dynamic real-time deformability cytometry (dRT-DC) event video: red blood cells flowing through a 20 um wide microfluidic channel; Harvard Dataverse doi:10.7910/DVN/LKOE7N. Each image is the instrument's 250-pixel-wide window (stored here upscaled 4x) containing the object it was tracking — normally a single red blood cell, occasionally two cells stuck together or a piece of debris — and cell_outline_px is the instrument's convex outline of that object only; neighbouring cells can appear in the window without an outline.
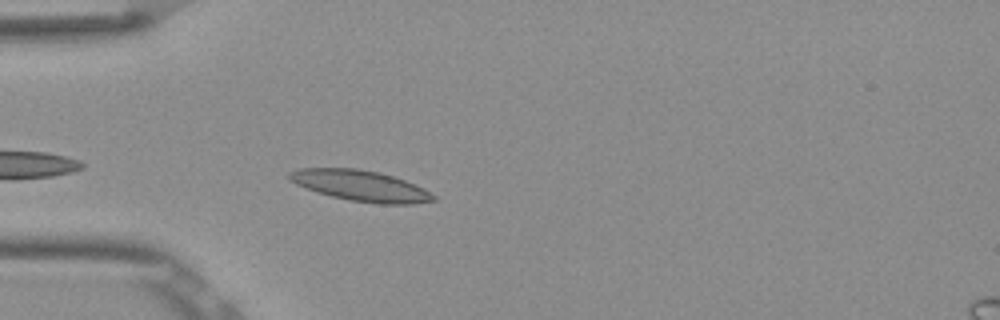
{"species": "Egyptian fruit bat (a non-hibernating species)", "species_latin": "Rousettus aegyptiacus", "temperature_condition": "room temperature", "stored_images_in_passage": 39, "camera_frame_rate_fps": 3000, "um_per_image_px": 0.085, "frame": {"image": 1, "passage_image": 3, "time_ms": 0.667, "image_size_px": [1000, 320], "cell_outline_px": [[436, 200], [412, 204], [380, 204], [348, 200], [332, 196], [296, 184], [288, 180], [288, 172], [300, 168], [356, 168], [380, 172], [404, 180], [424, 188], [436, 196]], "centroid_in_image_um": [30.66, 15.78], "position_along_channel_um": 54.3, "area_um2": 25.78}}
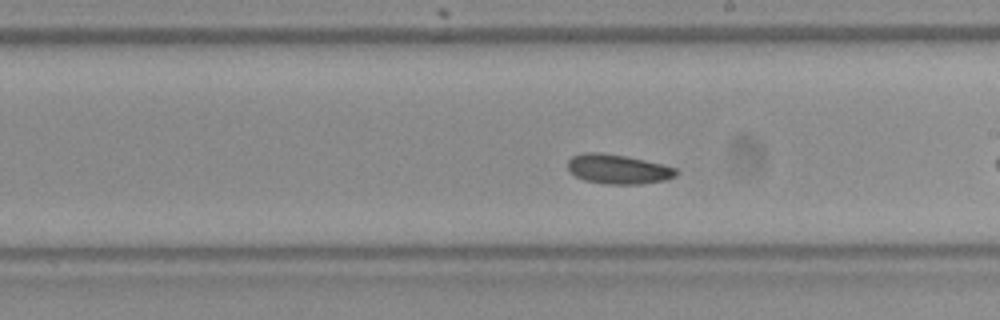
{"frame": {"image": 2, "passage_image": 15, "time_ms": 4.667, "image_size_px": [1000, 320], "cell_outline_px": [[680, 172], [676, 176], [664, 180], [640, 184], [608, 184], [584, 180], [568, 172], [568, 160], [572, 156], [584, 152], [600, 152], [628, 156], [664, 164], [676, 168]], "centroid_in_image_um": [52.54, 14.36], "position_along_channel_um": 236.5, "area_um2": 18.9}}
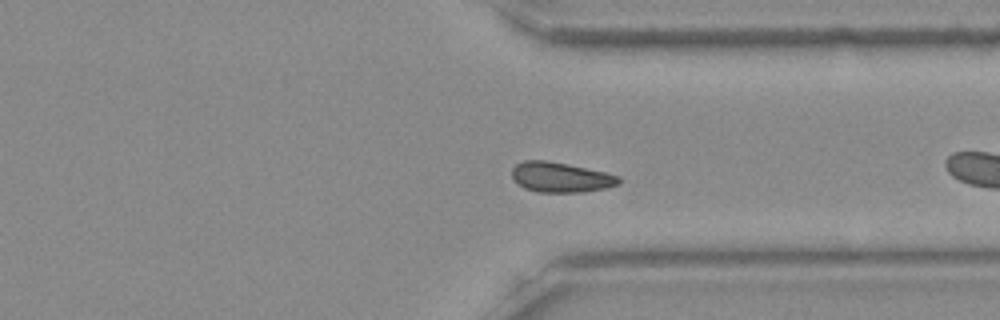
{"frame": {"image": 3, "passage_image": 25, "time_ms": 8.0, "image_size_px": [1000, 320], "cell_outline_px": [[620, 184], [608, 188], [580, 192], [540, 192], [524, 188], [512, 176], [512, 168], [516, 164], [524, 160], [548, 160], [568, 164], [604, 172], [620, 176]], "centroid_in_image_um": [47.68, 15.06], "position_along_channel_um": 363.7, "area_um2": 18.67}, "authors_computed_cell_mechanics": {"area_um2": 18.496, "velocity_mm_per_s": 3.8078, "shape_relaxation_time_tau1_ms": null, "shape_relaxation_time_tau2_ms": 2.096, "deformation_change_tau1": null, "deformation_change_tau2": 0.0278}}